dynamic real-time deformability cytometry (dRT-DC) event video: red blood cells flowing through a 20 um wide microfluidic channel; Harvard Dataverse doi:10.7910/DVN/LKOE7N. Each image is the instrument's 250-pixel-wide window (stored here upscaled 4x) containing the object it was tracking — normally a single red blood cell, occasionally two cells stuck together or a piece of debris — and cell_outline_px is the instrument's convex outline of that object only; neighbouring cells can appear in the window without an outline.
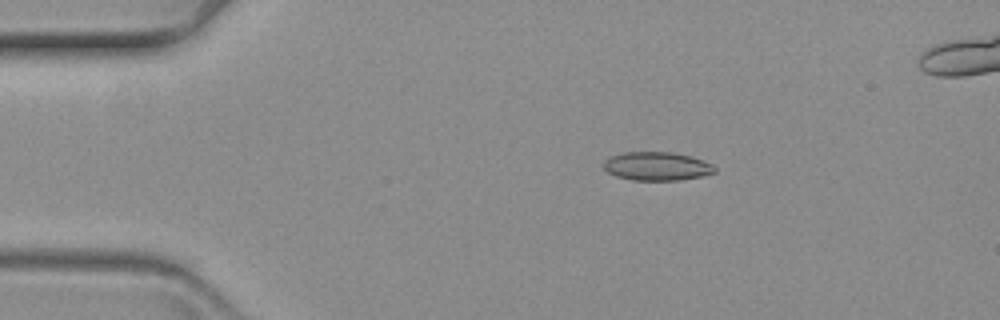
{"species": "common noctule bat (a hibernating species)", "species_latin": "Nyctalus noctula", "temperature_condition": "warm", "stored_images_in_passage": 59, "camera_frame_rate_fps": 3000, "um_per_image_px": 0.085, "animal": {"sex": "female", "body_mass_g": 19.3, "forearm_length_mm": 54.1}, "frame": {"image": 1, "passage_image": 11, "time_ms": 3.333, "image_size_px": [1000, 320], "cell_outline_px": [[716, 172], [700, 176], [680, 180], [632, 180], [616, 176], [608, 172], [604, 168], [604, 160], [612, 156], [624, 152], [672, 152], [692, 156], [712, 164], [716, 168]], "centroid_in_image_um": [55.84, 14.12], "position_along_channel_um": 29.2, "area_um2": 18.44}}
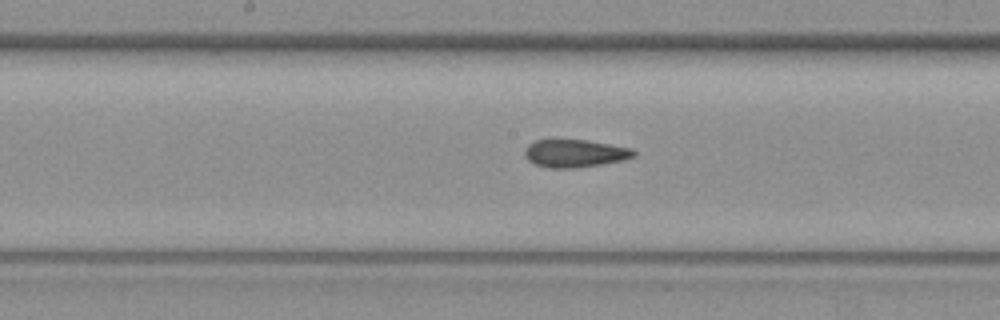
{"frame": {"image": 2, "passage_image": 31, "time_ms": 10.0, "image_size_px": [1000, 320], "cell_outline_px": [[636, 156], [624, 160], [576, 168], [548, 168], [536, 164], [528, 160], [524, 156], [524, 148], [528, 144], [536, 140], [552, 136], [588, 140], [632, 148], [636, 152]], "centroid_in_image_um": [48.81, 12.98], "position_along_channel_um": 199.4, "area_um2": 18.5}}
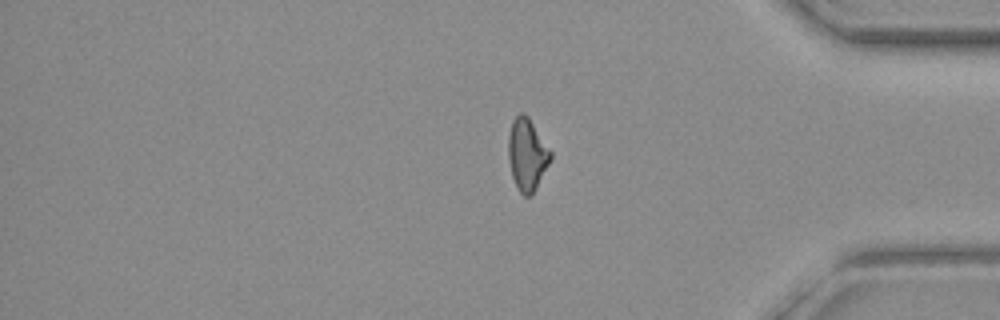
{"frame": {"image": 3, "passage_image": 50, "time_ms": 16.333, "image_size_px": [1000, 320], "cell_outline_px": [[552, 160], [532, 196], [524, 196], [516, 188], [512, 176], [508, 160], [508, 136], [512, 120], [520, 112], [524, 112], [528, 116], [552, 152]], "centroid_in_image_um": [44.81, 13.15], "position_along_channel_um": 390.4, "area_um2": 18.09}}